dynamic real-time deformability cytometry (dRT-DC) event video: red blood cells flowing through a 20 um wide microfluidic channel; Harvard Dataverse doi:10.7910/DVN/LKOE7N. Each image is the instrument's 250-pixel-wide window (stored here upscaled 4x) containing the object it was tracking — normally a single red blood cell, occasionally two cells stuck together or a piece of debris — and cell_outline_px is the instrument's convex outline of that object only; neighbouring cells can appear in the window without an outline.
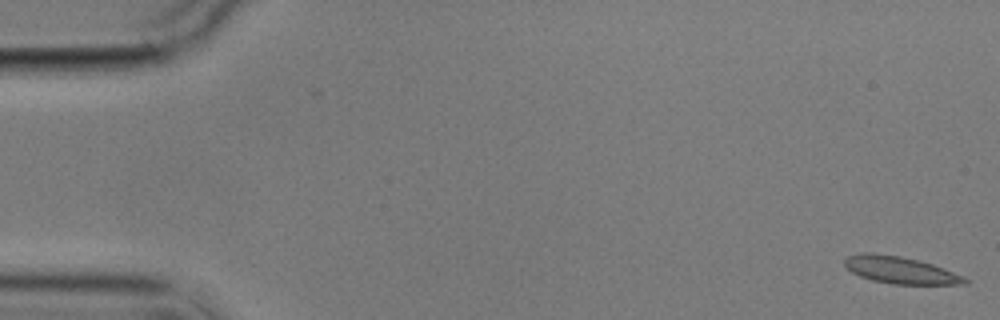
{"species": "common noctule bat (a hibernating species)", "species_latin": "Nyctalus noctula", "temperature_condition": "cold", "stored_images_in_passage": 2, "camera_frame_rate_fps": 3000, "um_per_image_px": 0.085, "animal": {"sex": "male", "body_mass_g": 17.9}, "frame": {"image": 1, "passage_image": 1, "time_ms": 0.0, "image_size_px": [1000, 320], "cell_outline_px": [[972, 280], [968, 284], [892, 284], [872, 280], [860, 276], [852, 272], [844, 264], [844, 260], [848, 256], [860, 252], [872, 252], [900, 256], [920, 260], [932, 264], [964, 276]], "centroid_in_image_um": [76.55, 22.95], "position_along_channel_um": 8.5, "area_um2": 19.07}}